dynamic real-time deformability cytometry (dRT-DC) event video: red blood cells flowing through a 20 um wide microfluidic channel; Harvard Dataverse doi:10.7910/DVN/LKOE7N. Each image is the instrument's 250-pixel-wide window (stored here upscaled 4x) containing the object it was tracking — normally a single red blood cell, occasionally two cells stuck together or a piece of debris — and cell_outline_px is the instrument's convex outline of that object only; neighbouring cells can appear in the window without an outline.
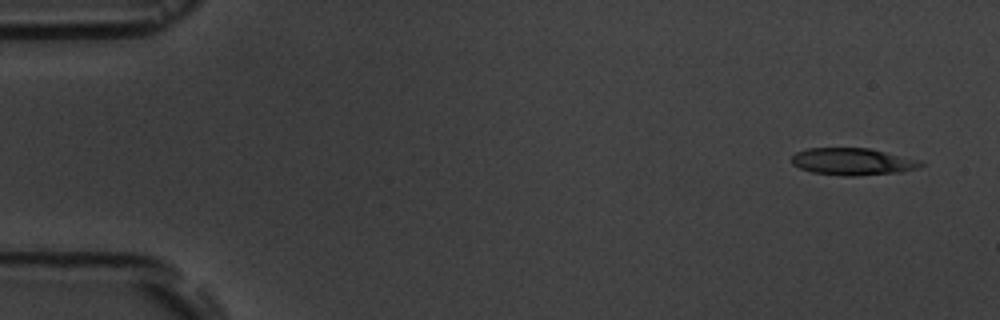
{"species": "common noctule bat (a hibernating species)", "species_latin": "Nyctalus noctula", "temperature_condition": "room temperature", "stored_images_in_passage": 5, "camera_frame_rate_fps": 3000, "um_per_image_px": 0.085, "animal": {"sex": "male", "body_mass_g": 19.5, "forearm_length_mm": 54.6}, "frame": {"image": 1, "passage_image": 1, "time_ms": 0.0, "image_size_px": [1000, 320], "cell_outline_px": [[924, 164], [916, 168], [900, 172], [856, 176], [844, 176], [812, 172], [800, 168], [792, 164], [788, 160], [796, 152], [808, 148], [868, 148], [920, 160]], "centroid_in_image_um": [72.42, 13.74], "position_along_channel_um": 12.6, "area_um2": 20.35}}
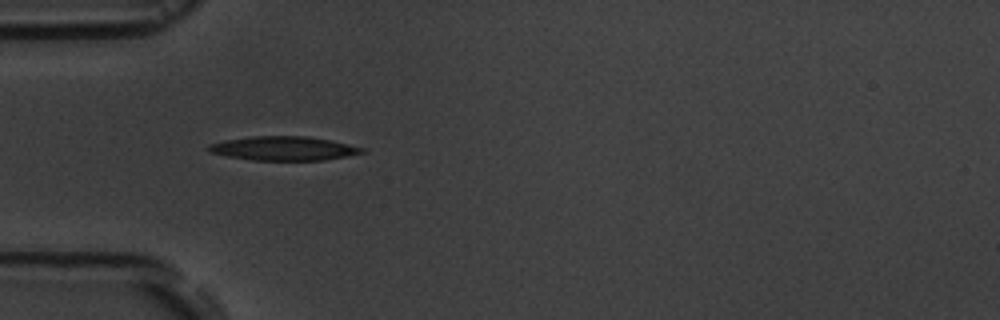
{"frame": {"image": 2, "passage_image": 5, "time_ms": 4.667, "image_size_px": [1000, 320], "cell_outline_px": [[368, 152], [324, 160], [252, 160], [228, 156], [208, 152], [204, 148], [208, 144], [224, 140], [252, 136], [308, 136], [348, 144], [364, 148]], "centroid_in_image_um": [24.07, 12.61], "position_along_channel_um": 60.9, "area_um2": 21.56}}